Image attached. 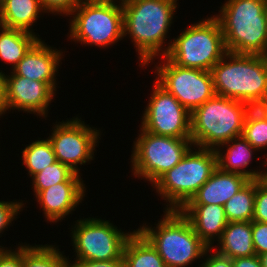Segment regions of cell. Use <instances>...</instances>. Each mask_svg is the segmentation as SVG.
I'll return each mask as SVG.
<instances>
[{
	"instance_id": "1",
	"label": "cell",
	"mask_w": 267,
	"mask_h": 267,
	"mask_svg": "<svg viewBox=\"0 0 267 267\" xmlns=\"http://www.w3.org/2000/svg\"><path fill=\"white\" fill-rule=\"evenodd\" d=\"M178 0H122L124 37L132 39L138 52L139 66L164 57L165 46ZM166 40V41H165ZM165 47V48H163ZM159 56V57H157ZM155 57V59H154Z\"/></svg>"
},
{
	"instance_id": "19",
	"label": "cell",
	"mask_w": 267,
	"mask_h": 267,
	"mask_svg": "<svg viewBox=\"0 0 267 267\" xmlns=\"http://www.w3.org/2000/svg\"><path fill=\"white\" fill-rule=\"evenodd\" d=\"M224 147H226V150L223 149ZM215 151L217 154V166L222 171L240 174L249 180L264 178V171L266 170H263L262 172L260 169L259 171L258 169H246L248 168V165L251 164V160L254 159V151L257 150L253 148L242 136L233 138L228 142L220 144Z\"/></svg>"
},
{
	"instance_id": "12",
	"label": "cell",
	"mask_w": 267,
	"mask_h": 267,
	"mask_svg": "<svg viewBox=\"0 0 267 267\" xmlns=\"http://www.w3.org/2000/svg\"><path fill=\"white\" fill-rule=\"evenodd\" d=\"M55 123L48 140L51 142L56 160L75 173L81 174L77 164L81 166L93 160L101 131L89 127L90 125H86L81 117L77 116Z\"/></svg>"
},
{
	"instance_id": "21",
	"label": "cell",
	"mask_w": 267,
	"mask_h": 267,
	"mask_svg": "<svg viewBox=\"0 0 267 267\" xmlns=\"http://www.w3.org/2000/svg\"><path fill=\"white\" fill-rule=\"evenodd\" d=\"M43 12L40 0H0V25L35 34L32 26Z\"/></svg>"
},
{
	"instance_id": "41",
	"label": "cell",
	"mask_w": 267,
	"mask_h": 267,
	"mask_svg": "<svg viewBox=\"0 0 267 267\" xmlns=\"http://www.w3.org/2000/svg\"><path fill=\"white\" fill-rule=\"evenodd\" d=\"M264 179L267 181V170L265 171Z\"/></svg>"
},
{
	"instance_id": "31",
	"label": "cell",
	"mask_w": 267,
	"mask_h": 267,
	"mask_svg": "<svg viewBox=\"0 0 267 267\" xmlns=\"http://www.w3.org/2000/svg\"><path fill=\"white\" fill-rule=\"evenodd\" d=\"M82 0H40L45 13L68 16L79 6Z\"/></svg>"
},
{
	"instance_id": "39",
	"label": "cell",
	"mask_w": 267,
	"mask_h": 267,
	"mask_svg": "<svg viewBox=\"0 0 267 267\" xmlns=\"http://www.w3.org/2000/svg\"><path fill=\"white\" fill-rule=\"evenodd\" d=\"M260 261H261V266L262 267H267V252L259 255Z\"/></svg>"
},
{
	"instance_id": "14",
	"label": "cell",
	"mask_w": 267,
	"mask_h": 267,
	"mask_svg": "<svg viewBox=\"0 0 267 267\" xmlns=\"http://www.w3.org/2000/svg\"><path fill=\"white\" fill-rule=\"evenodd\" d=\"M10 73V75L2 74L5 112L16 109L37 115L39 118L40 116L47 117L49 106L56 92L46 82Z\"/></svg>"
},
{
	"instance_id": "22",
	"label": "cell",
	"mask_w": 267,
	"mask_h": 267,
	"mask_svg": "<svg viewBox=\"0 0 267 267\" xmlns=\"http://www.w3.org/2000/svg\"><path fill=\"white\" fill-rule=\"evenodd\" d=\"M0 60L12 67L20 62L29 49L40 39L37 34L0 25Z\"/></svg>"
},
{
	"instance_id": "35",
	"label": "cell",
	"mask_w": 267,
	"mask_h": 267,
	"mask_svg": "<svg viewBox=\"0 0 267 267\" xmlns=\"http://www.w3.org/2000/svg\"><path fill=\"white\" fill-rule=\"evenodd\" d=\"M68 267H123V260L107 261H88V260H69Z\"/></svg>"
},
{
	"instance_id": "27",
	"label": "cell",
	"mask_w": 267,
	"mask_h": 267,
	"mask_svg": "<svg viewBox=\"0 0 267 267\" xmlns=\"http://www.w3.org/2000/svg\"><path fill=\"white\" fill-rule=\"evenodd\" d=\"M80 175L81 174L75 173L63 163L56 161L32 177V188L34 189L35 197L42 190L58 183L84 182Z\"/></svg>"
},
{
	"instance_id": "2",
	"label": "cell",
	"mask_w": 267,
	"mask_h": 267,
	"mask_svg": "<svg viewBox=\"0 0 267 267\" xmlns=\"http://www.w3.org/2000/svg\"><path fill=\"white\" fill-rule=\"evenodd\" d=\"M219 12L227 51L266 56L267 0H227Z\"/></svg>"
},
{
	"instance_id": "18",
	"label": "cell",
	"mask_w": 267,
	"mask_h": 267,
	"mask_svg": "<svg viewBox=\"0 0 267 267\" xmlns=\"http://www.w3.org/2000/svg\"><path fill=\"white\" fill-rule=\"evenodd\" d=\"M248 181L243 175L225 172L217 167L186 205L224 206Z\"/></svg>"
},
{
	"instance_id": "32",
	"label": "cell",
	"mask_w": 267,
	"mask_h": 267,
	"mask_svg": "<svg viewBox=\"0 0 267 267\" xmlns=\"http://www.w3.org/2000/svg\"><path fill=\"white\" fill-rule=\"evenodd\" d=\"M252 240L255 255L267 252V223L252 221Z\"/></svg>"
},
{
	"instance_id": "17",
	"label": "cell",
	"mask_w": 267,
	"mask_h": 267,
	"mask_svg": "<svg viewBox=\"0 0 267 267\" xmlns=\"http://www.w3.org/2000/svg\"><path fill=\"white\" fill-rule=\"evenodd\" d=\"M180 212L189 220L196 235L208 248H217L212 245L221 237L228 220L224 206L210 205H185Z\"/></svg>"
},
{
	"instance_id": "29",
	"label": "cell",
	"mask_w": 267,
	"mask_h": 267,
	"mask_svg": "<svg viewBox=\"0 0 267 267\" xmlns=\"http://www.w3.org/2000/svg\"><path fill=\"white\" fill-rule=\"evenodd\" d=\"M252 221L267 223V181L256 179L255 207Z\"/></svg>"
},
{
	"instance_id": "6",
	"label": "cell",
	"mask_w": 267,
	"mask_h": 267,
	"mask_svg": "<svg viewBox=\"0 0 267 267\" xmlns=\"http://www.w3.org/2000/svg\"><path fill=\"white\" fill-rule=\"evenodd\" d=\"M194 147L152 185L167 202L165 210H181L218 167L215 149Z\"/></svg>"
},
{
	"instance_id": "4",
	"label": "cell",
	"mask_w": 267,
	"mask_h": 267,
	"mask_svg": "<svg viewBox=\"0 0 267 267\" xmlns=\"http://www.w3.org/2000/svg\"><path fill=\"white\" fill-rule=\"evenodd\" d=\"M251 106L245 102L214 95L190 114L194 146L216 149L242 134Z\"/></svg>"
},
{
	"instance_id": "36",
	"label": "cell",
	"mask_w": 267,
	"mask_h": 267,
	"mask_svg": "<svg viewBox=\"0 0 267 267\" xmlns=\"http://www.w3.org/2000/svg\"><path fill=\"white\" fill-rule=\"evenodd\" d=\"M233 267H262L259 256L253 255L250 257L232 259Z\"/></svg>"
},
{
	"instance_id": "26",
	"label": "cell",
	"mask_w": 267,
	"mask_h": 267,
	"mask_svg": "<svg viewBox=\"0 0 267 267\" xmlns=\"http://www.w3.org/2000/svg\"><path fill=\"white\" fill-rule=\"evenodd\" d=\"M22 153V165L26 166L29 177H33L47 166L56 162L51 142L47 139L35 140Z\"/></svg>"
},
{
	"instance_id": "15",
	"label": "cell",
	"mask_w": 267,
	"mask_h": 267,
	"mask_svg": "<svg viewBox=\"0 0 267 267\" xmlns=\"http://www.w3.org/2000/svg\"><path fill=\"white\" fill-rule=\"evenodd\" d=\"M62 53L40 38L11 71L25 78L46 82L57 91L56 74L64 56Z\"/></svg>"
},
{
	"instance_id": "40",
	"label": "cell",
	"mask_w": 267,
	"mask_h": 267,
	"mask_svg": "<svg viewBox=\"0 0 267 267\" xmlns=\"http://www.w3.org/2000/svg\"><path fill=\"white\" fill-rule=\"evenodd\" d=\"M8 248L0 246V259L4 256V254L8 251Z\"/></svg>"
},
{
	"instance_id": "37",
	"label": "cell",
	"mask_w": 267,
	"mask_h": 267,
	"mask_svg": "<svg viewBox=\"0 0 267 267\" xmlns=\"http://www.w3.org/2000/svg\"><path fill=\"white\" fill-rule=\"evenodd\" d=\"M256 112H258L263 118L267 119V93L265 96L252 107Z\"/></svg>"
},
{
	"instance_id": "30",
	"label": "cell",
	"mask_w": 267,
	"mask_h": 267,
	"mask_svg": "<svg viewBox=\"0 0 267 267\" xmlns=\"http://www.w3.org/2000/svg\"><path fill=\"white\" fill-rule=\"evenodd\" d=\"M25 203L19 201H0V235L3 234L4 230L12 224V221L17 218L23 209Z\"/></svg>"
},
{
	"instance_id": "20",
	"label": "cell",
	"mask_w": 267,
	"mask_h": 267,
	"mask_svg": "<svg viewBox=\"0 0 267 267\" xmlns=\"http://www.w3.org/2000/svg\"><path fill=\"white\" fill-rule=\"evenodd\" d=\"M219 247L214 251L234 259L255 255L252 240V221L228 222L217 241Z\"/></svg>"
},
{
	"instance_id": "9",
	"label": "cell",
	"mask_w": 267,
	"mask_h": 267,
	"mask_svg": "<svg viewBox=\"0 0 267 267\" xmlns=\"http://www.w3.org/2000/svg\"><path fill=\"white\" fill-rule=\"evenodd\" d=\"M139 132L132 147L131 170L135 178L145 179L152 185L194 146L191 138L155 135L141 127Z\"/></svg>"
},
{
	"instance_id": "3",
	"label": "cell",
	"mask_w": 267,
	"mask_h": 267,
	"mask_svg": "<svg viewBox=\"0 0 267 267\" xmlns=\"http://www.w3.org/2000/svg\"><path fill=\"white\" fill-rule=\"evenodd\" d=\"M210 73L216 95L253 107L267 93V56L228 51Z\"/></svg>"
},
{
	"instance_id": "7",
	"label": "cell",
	"mask_w": 267,
	"mask_h": 267,
	"mask_svg": "<svg viewBox=\"0 0 267 267\" xmlns=\"http://www.w3.org/2000/svg\"><path fill=\"white\" fill-rule=\"evenodd\" d=\"M70 15L68 38L75 43L108 48L124 38L120 0H82Z\"/></svg>"
},
{
	"instance_id": "24",
	"label": "cell",
	"mask_w": 267,
	"mask_h": 267,
	"mask_svg": "<svg viewBox=\"0 0 267 267\" xmlns=\"http://www.w3.org/2000/svg\"><path fill=\"white\" fill-rule=\"evenodd\" d=\"M256 180H249L224 205L228 222L252 221L255 207Z\"/></svg>"
},
{
	"instance_id": "25",
	"label": "cell",
	"mask_w": 267,
	"mask_h": 267,
	"mask_svg": "<svg viewBox=\"0 0 267 267\" xmlns=\"http://www.w3.org/2000/svg\"><path fill=\"white\" fill-rule=\"evenodd\" d=\"M55 245H23V267H68V258Z\"/></svg>"
},
{
	"instance_id": "33",
	"label": "cell",
	"mask_w": 267,
	"mask_h": 267,
	"mask_svg": "<svg viewBox=\"0 0 267 267\" xmlns=\"http://www.w3.org/2000/svg\"><path fill=\"white\" fill-rule=\"evenodd\" d=\"M209 251H213V253L211 254ZM207 253H210V255ZM202 259L199 261L201 263L199 267H233L231 258L216 253L213 248H209Z\"/></svg>"
},
{
	"instance_id": "13",
	"label": "cell",
	"mask_w": 267,
	"mask_h": 267,
	"mask_svg": "<svg viewBox=\"0 0 267 267\" xmlns=\"http://www.w3.org/2000/svg\"><path fill=\"white\" fill-rule=\"evenodd\" d=\"M154 82L151 97L142 115L141 128L155 135L191 138L190 112Z\"/></svg>"
},
{
	"instance_id": "8",
	"label": "cell",
	"mask_w": 267,
	"mask_h": 267,
	"mask_svg": "<svg viewBox=\"0 0 267 267\" xmlns=\"http://www.w3.org/2000/svg\"><path fill=\"white\" fill-rule=\"evenodd\" d=\"M173 39L169 40L165 56L184 68L210 71L228 52L220 24L214 16L191 24Z\"/></svg>"
},
{
	"instance_id": "11",
	"label": "cell",
	"mask_w": 267,
	"mask_h": 267,
	"mask_svg": "<svg viewBox=\"0 0 267 267\" xmlns=\"http://www.w3.org/2000/svg\"><path fill=\"white\" fill-rule=\"evenodd\" d=\"M155 64V81L192 113L215 95L210 71L184 68L174 64L166 56Z\"/></svg>"
},
{
	"instance_id": "23",
	"label": "cell",
	"mask_w": 267,
	"mask_h": 267,
	"mask_svg": "<svg viewBox=\"0 0 267 267\" xmlns=\"http://www.w3.org/2000/svg\"><path fill=\"white\" fill-rule=\"evenodd\" d=\"M122 258L123 267H167L156 249L137 229L127 240Z\"/></svg>"
},
{
	"instance_id": "28",
	"label": "cell",
	"mask_w": 267,
	"mask_h": 267,
	"mask_svg": "<svg viewBox=\"0 0 267 267\" xmlns=\"http://www.w3.org/2000/svg\"><path fill=\"white\" fill-rule=\"evenodd\" d=\"M241 136L257 151L267 147V119L253 108L247 113ZM263 165H267V155Z\"/></svg>"
},
{
	"instance_id": "5",
	"label": "cell",
	"mask_w": 267,
	"mask_h": 267,
	"mask_svg": "<svg viewBox=\"0 0 267 267\" xmlns=\"http://www.w3.org/2000/svg\"><path fill=\"white\" fill-rule=\"evenodd\" d=\"M156 227L140 226L137 230L150 242L167 267H187L203 258L209 249L196 235L180 210H164Z\"/></svg>"
},
{
	"instance_id": "10",
	"label": "cell",
	"mask_w": 267,
	"mask_h": 267,
	"mask_svg": "<svg viewBox=\"0 0 267 267\" xmlns=\"http://www.w3.org/2000/svg\"><path fill=\"white\" fill-rule=\"evenodd\" d=\"M76 221L70 233L75 260H123L125 244L133 232L119 230L109 220L99 218Z\"/></svg>"
},
{
	"instance_id": "16",
	"label": "cell",
	"mask_w": 267,
	"mask_h": 267,
	"mask_svg": "<svg viewBox=\"0 0 267 267\" xmlns=\"http://www.w3.org/2000/svg\"><path fill=\"white\" fill-rule=\"evenodd\" d=\"M85 192L83 182H63L42 190L36 199L47 222L54 224L75 211L85 197Z\"/></svg>"
},
{
	"instance_id": "38",
	"label": "cell",
	"mask_w": 267,
	"mask_h": 267,
	"mask_svg": "<svg viewBox=\"0 0 267 267\" xmlns=\"http://www.w3.org/2000/svg\"><path fill=\"white\" fill-rule=\"evenodd\" d=\"M4 71L0 70V116L5 113L4 105H3V89H2V74Z\"/></svg>"
},
{
	"instance_id": "34",
	"label": "cell",
	"mask_w": 267,
	"mask_h": 267,
	"mask_svg": "<svg viewBox=\"0 0 267 267\" xmlns=\"http://www.w3.org/2000/svg\"><path fill=\"white\" fill-rule=\"evenodd\" d=\"M0 267H23V245L10 249L0 259Z\"/></svg>"
}]
</instances>
